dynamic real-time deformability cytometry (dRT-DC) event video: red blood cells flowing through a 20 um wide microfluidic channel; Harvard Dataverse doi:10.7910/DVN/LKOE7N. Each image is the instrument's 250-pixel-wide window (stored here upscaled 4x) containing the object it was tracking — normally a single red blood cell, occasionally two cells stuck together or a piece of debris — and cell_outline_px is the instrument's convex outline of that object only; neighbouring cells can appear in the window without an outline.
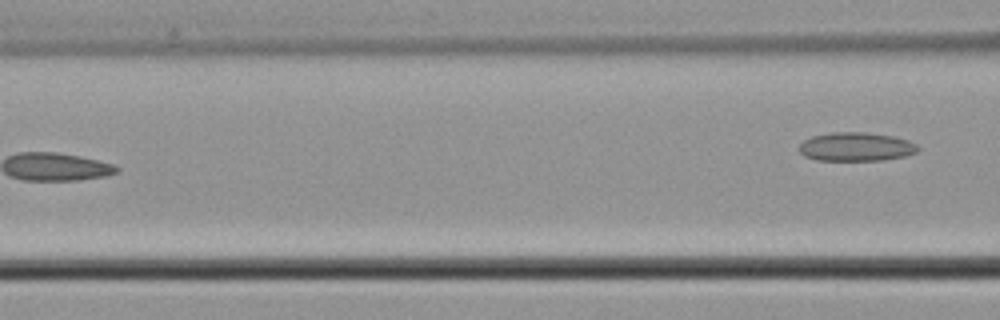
{"species": "common noctule bat (a hibernating species)", "species_latin": "Nyctalus noctula", "temperature_condition": "cold", "stored_images_in_passage": 6, "camera_frame_rate_fps": 3000, "um_per_image_px": 0.085, "animal": {"sex": "male", "body_mass_g": 21.5, "forearm_length_mm": 52.0}, "frame": {"image": 1, "passage_image": 6, "time_ms": 1.667, "image_size_px": [1000, 320], "cell_outline_px": [[920, 148], [916, 152], [904, 156], [884, 160], [816, 160], [804, 156], [800, 152], [800, 144], [804, 140], [812, 136], [832, 132], [864, 132], [892, 136], [908, 140], [916, 144]], "centroid_in_image_um": [72.76, 12.47], "position_along_channel_um": 93.8, "area_um2": 19.83}}